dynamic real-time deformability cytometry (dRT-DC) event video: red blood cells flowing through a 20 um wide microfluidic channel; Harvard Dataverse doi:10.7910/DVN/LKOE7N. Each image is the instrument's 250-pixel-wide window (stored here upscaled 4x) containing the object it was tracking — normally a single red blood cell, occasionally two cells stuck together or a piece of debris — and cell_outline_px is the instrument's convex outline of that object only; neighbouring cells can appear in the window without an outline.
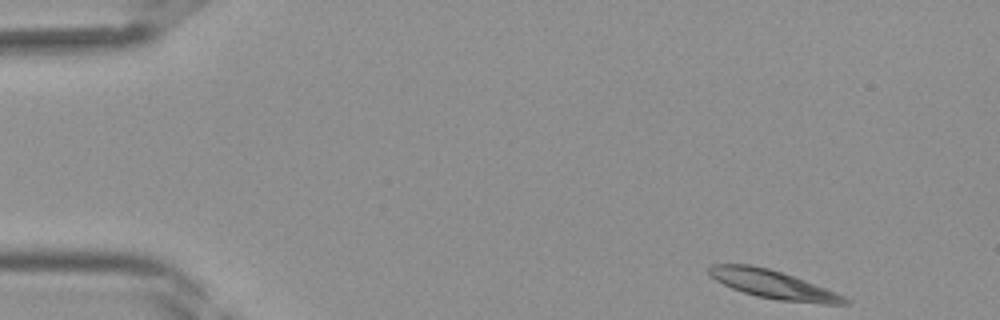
{"species": "Egyptian fruit bat (a non-hibernating species)", "species_latin": "Rousettus aegyptiacus", "temperature_condition": "room temperature", "stored_images_in_passage": 10, "camera_frame_rate_fps": 3000, "um_per_image_px": 0.085, "frame": {"image": 1, "passage_image": 1, "time_ms": 0.0, "image_size_px": [1000, 320], "cell_outline_px": [[848, 304], [820, 304], [780, 300], [756, 296], [732, 288], [716, 280], [708, 272], [708, 268], [712, 264], [748, 264], [768, 268], [804, 280], [836, 292], [844, 296], [848, 300]], "centroid_in_image_um": [65.72, 24.18], "position_along_channel_um": 19.3, "area_um2": 22.08}}
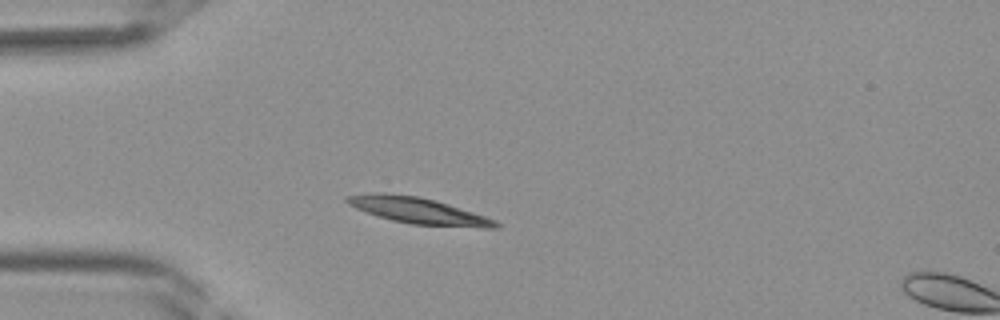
{"frame": {"image": 2, "passage_image": 8, "time_ms": 2.333, "image_size_px": [1000, 320], "cell_outline_px": [[500, 228], [484, 228], [412, 224], [392, 220], [356, 208], [348, 204], [344, 200], [348, 196], [376, 192], [384, 192], [416, 196], [436, 200], [496, 220], [500, 224]], "centroid_in_image_um": [35.58, 17.9], "position_along_channel_um": 49.4, "area_um2": 22.43}}